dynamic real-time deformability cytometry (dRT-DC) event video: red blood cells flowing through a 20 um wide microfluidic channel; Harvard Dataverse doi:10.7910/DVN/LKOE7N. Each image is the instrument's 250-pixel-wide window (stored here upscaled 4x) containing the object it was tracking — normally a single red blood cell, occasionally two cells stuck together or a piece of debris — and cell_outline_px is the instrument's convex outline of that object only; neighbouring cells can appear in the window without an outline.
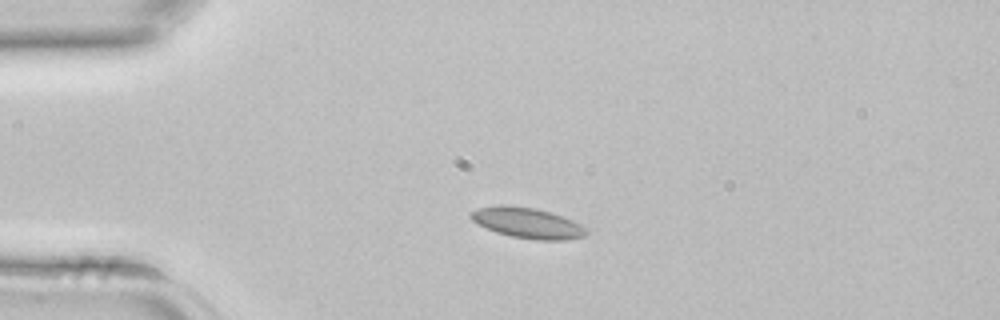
{"species": "common noctule bat (a hibernating species)", "species_latin": "Nyctalus noctula", "temperature_condition": "room temperature", "stored_images_in_passage": 34, "camera_frame_rate_fps": 3000, "um_per_image_px": 0.085, "animal": {"sex": "female", "body_mass_g": 22.7, "forearm_length_mm": 54.2}, "frame": {"image": 1, "passage_image": 1, "time_ms": 0.0, "image_size_px": [1000, 320], "cell_outline_px": [[588, 232], [584, 236], [568, 240], [536, 240], [512, 236], [496, 232], [472, 220], [468, 216], [472, 212], [480, 208], [496, 204], [504, 204], [536, 208], [552, 212], [564, 216], [588, 228]], "centroid_in_image_um": [44.88, 18.94], "position_along_channel_um": 40.1, "area_um2": 20.69}}